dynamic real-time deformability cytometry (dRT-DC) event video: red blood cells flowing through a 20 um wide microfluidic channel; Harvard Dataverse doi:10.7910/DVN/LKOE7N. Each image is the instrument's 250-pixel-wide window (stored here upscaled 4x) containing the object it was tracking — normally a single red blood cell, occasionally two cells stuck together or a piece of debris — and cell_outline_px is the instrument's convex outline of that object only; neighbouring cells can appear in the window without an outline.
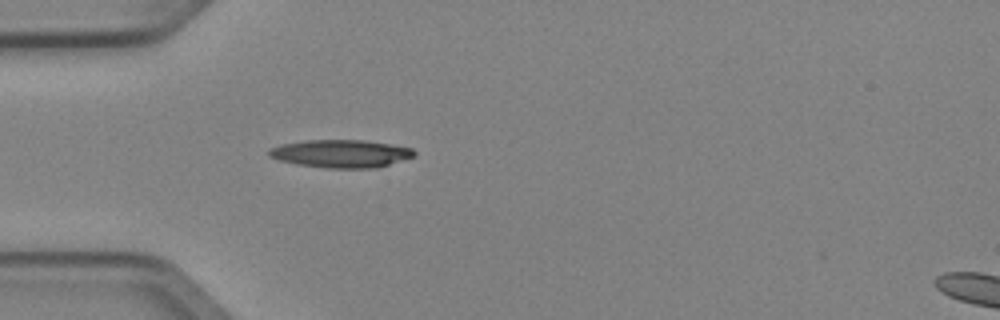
{"species": "Egyptian fruit bat (a non-hibernating species)", "species_latin": "Rousettus aegyptiacus", "temperature_condition": "cold", "stored_images_in_passage": 1, "camera_frame_rate_fps": 3000, "um_per_image_px": 0.085, "animal": {"sex": "female"}, "frame": {"image": 1, "passage_image": 1, "time_ms": 0.0, "image_size_px": [1000, 320], "cell_outline_px": [[416, 156], [376, 168], [332, 168], [296, 164], [280, 160], [268, 156], [268, 148], [284, 144], [308, 140], [364, 140], [392, 144], [412, 148], [416, 152]], "centroid_in_image_um": [29.01, 13.05], "position_along_channel_um": 56.0, "area_um2": 23.52}}